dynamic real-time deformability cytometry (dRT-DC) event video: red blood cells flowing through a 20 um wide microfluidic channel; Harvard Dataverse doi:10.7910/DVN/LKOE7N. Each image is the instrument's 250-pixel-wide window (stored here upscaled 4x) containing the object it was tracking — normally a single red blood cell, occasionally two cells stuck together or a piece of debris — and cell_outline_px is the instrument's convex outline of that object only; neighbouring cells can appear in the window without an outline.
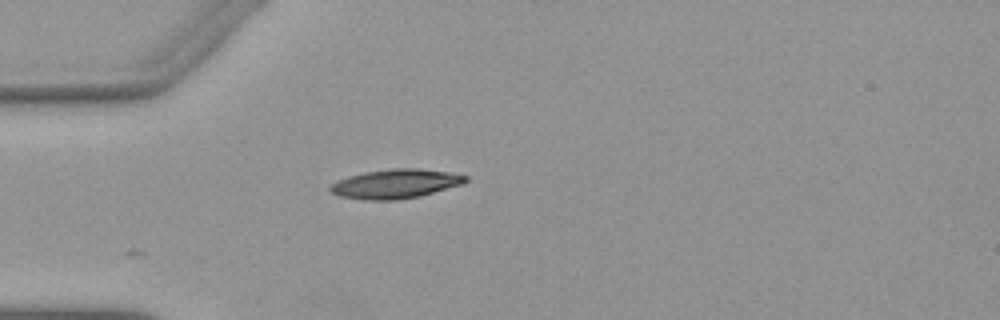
{"species": "Egyptian fruit bat (a non-hibernating species)", "species_latin": "Rousettus aegyptiacus", "temperature_condition": "warm", "stored_images_in_passage": 7, "camera_frame_rate_fps": 3000, "um_per_image_px": 0.085, "animal": {"sex": "female"}, "frame": {"image": 1, "passage_image": 1, "time_ms": 0.0, "image_size_px": [1000, 320], "cell_outline_px": [[468, 180], [464, 184], [420, 196], [396, 200], [364, 200], [340, 196], [332, 192], [328, 188], [336, 180], [348, 176], [364, 172], [392, 168], [416, 168], [448, 172], [468, 176]], "centroid_in_image_um": [33.62, 15.62], "position_along_channel_um": 51.4, "area_um2": 23.12}}
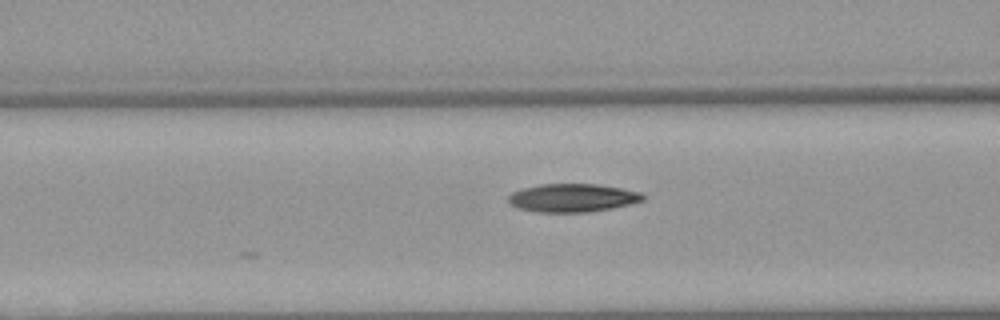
{"frame": {"image": 2, "passage_image": 7, "time_ms": 2.0, "image_size_px": [1000, 320], "cell_outline_px": [[644, 200], [612, 208], [588, 212], [536, 212], [520, 208], [508, 204], [508, 196], [512, 192], [524, 188], [540, 184], [596, 184], [644, 192]], "centroid_in_image_um": [48.66, 16.81], "position_along_channel_um": 117.9, "area_um2": 22.14}}